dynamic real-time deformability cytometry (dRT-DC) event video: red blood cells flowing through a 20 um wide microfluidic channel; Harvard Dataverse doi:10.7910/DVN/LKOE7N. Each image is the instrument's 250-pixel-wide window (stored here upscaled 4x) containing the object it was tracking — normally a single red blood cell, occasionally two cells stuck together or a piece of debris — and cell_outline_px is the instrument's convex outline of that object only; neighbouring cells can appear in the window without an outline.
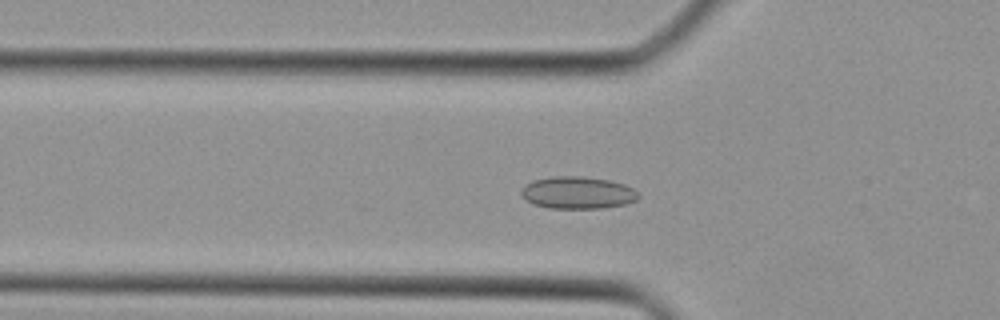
{"species": "Egyptian fruit bat (a non-hibernating species)", "species_latin": "Rousettus aegyptiacus", "temperature_condition": "cold", "stored_images_in_passage": 40, "camera_frame_rate_fps": 3000, "um_per_image_px": 0.085, "animal": {"sex": "female"}, "frame": {"image": 1, "passage_image": 13, "time_ms": 4.0, "image_size_px": [1000, 320], "cell_outline_px": [[640, 196], [636, 200], [624, 204], [600, 208], [548, 208], [536, 204], [528, 200], [520, 192], [532, 180], [552, 176], [580, 176], [608, 180], [624, 184], [640, 192]], "centroid_in_image_um": [49.15, 16.37], "position_along_channel_um": 76.7, "area_um2": 21.73}}
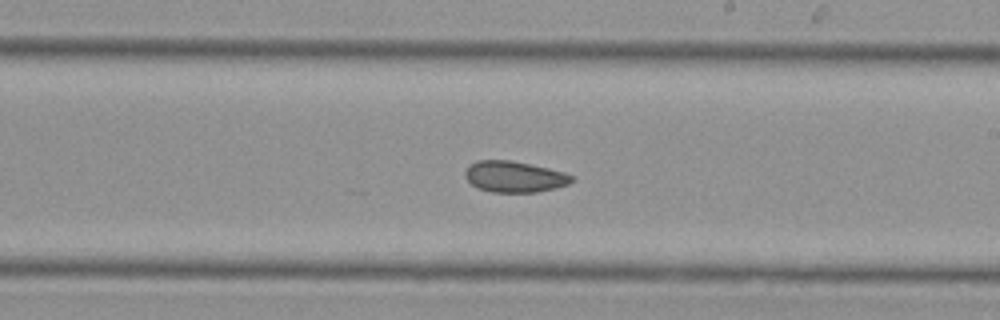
{"frame": {"image": 2, "passage_image": 23, "time_ms": 7.333, "image_size_px": [1000, 320], "cell_outline_px": [[572, 180], [568, 184], [556, 188], [536, 192], [492, 192], [480, 188], [472, 184], [464, 176], [464, 172], [468, 164], [476, 160], [512, 160], [548, 168], [564, 172], [572, 176]], "centroid_in_image_um": [43.69, 15.01], "position_along_channel_um": 245.3, "area_um2": 19.31}}
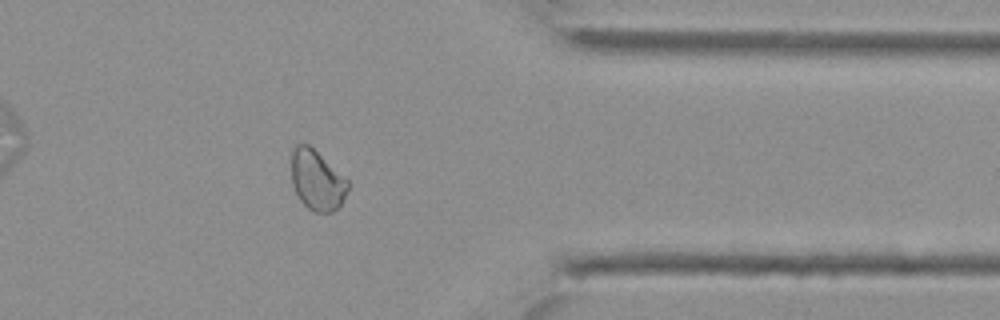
{"frame": {"image": 3, "passage_image": 32, "time_ms": 10.333, "image_size_px": [1000, 320], "cell_outline_px": [[348, 188], [340, 204], [332, 212], [316, 212], [308, 208], [300, 200], [292, 184], [292, 148], [296, 144], [308, 144], [348, 180]], "centroid_in_image_um": [26.92, 15.31], "position_along_channel_um": 384.5, "area_um2": 19.36}}